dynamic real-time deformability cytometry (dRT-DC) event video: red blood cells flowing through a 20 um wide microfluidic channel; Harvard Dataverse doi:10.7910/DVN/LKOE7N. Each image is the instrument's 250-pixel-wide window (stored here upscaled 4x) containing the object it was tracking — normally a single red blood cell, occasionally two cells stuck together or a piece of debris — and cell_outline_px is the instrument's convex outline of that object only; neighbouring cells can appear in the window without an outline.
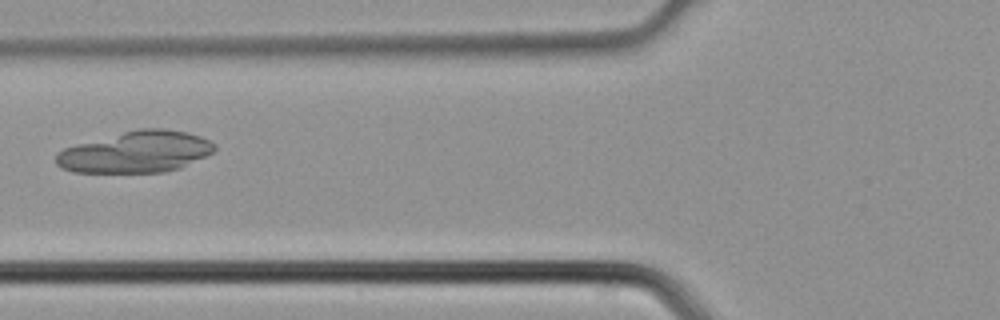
{"species": "common noctule bat (a hibernating species)", "species_latin": "Nyctalus noctula", "temperature_condition": "cold", "stored_images_in_passage": 2, "camera_frame_rate_fps": 3000, "um_per_image_px": 0.085, "animal": {"sex": "male", "body_mass_g": 21.5, "forearm_length_mm": 52.0}, "frame": {"image": 1, "passage_image": 2, "time_ms": 0.333, "image_size_px": [1000, 320], "cell_outline_px": [[216, 148], [212, 152], [180, 168], [164, 172], [72, 172], [60, 168], [56, 164], [56, 152], [64, 148], [76, 144], [140, 128], [164, 128], [188, 132], [200, 136], [216, 144]], "centroid_in_image_um": [11.53, 12.92], "position_along_channel_um": 114.3, "area_um2": 38.09}}